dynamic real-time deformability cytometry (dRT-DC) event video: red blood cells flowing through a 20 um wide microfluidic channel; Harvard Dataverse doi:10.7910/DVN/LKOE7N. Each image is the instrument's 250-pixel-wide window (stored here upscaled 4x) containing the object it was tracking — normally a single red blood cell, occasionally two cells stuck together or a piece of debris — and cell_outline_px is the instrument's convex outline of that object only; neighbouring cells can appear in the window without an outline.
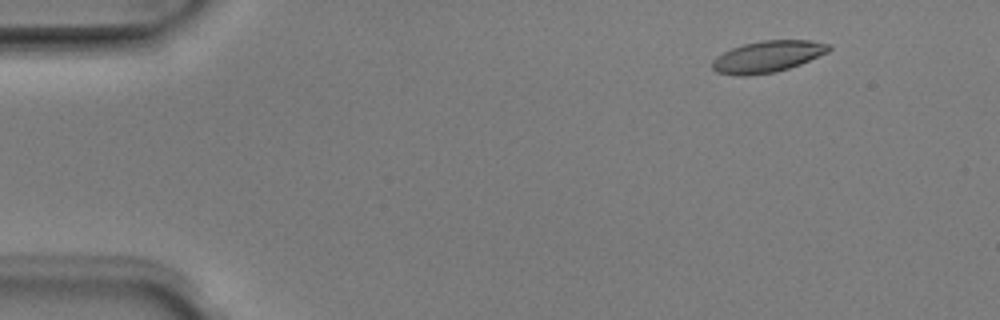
{"species": "Egyptian fruit bat (a non-hibernating species)", "species_latin": "Rousettus aegyptiacus", "temperature_condition": "room temperature", "stored_images_in_passage": 5, "camera_frame_rate_fps": 3000, "um_per_image_px": 0.085, "animal": {"sex": "male"}, "frame": {"image": 1, "passage_image": 2, "time_ms": 0.333, "image_size_px": [1000, 320], "cell_outline_px": [[832, 48], [828, 52], [800, 64], [776, 72], [748, 76], [736, 76], [716, 72], [712, 68], [712, 60], [716, 56], [732, 48], [744, 44], [764, 40], [808, 40], [828, 44]], "centroid_in_image_um": [65.21, 4.82], "position_along_channel_um": 19.8, "area_um2": 21.39}}
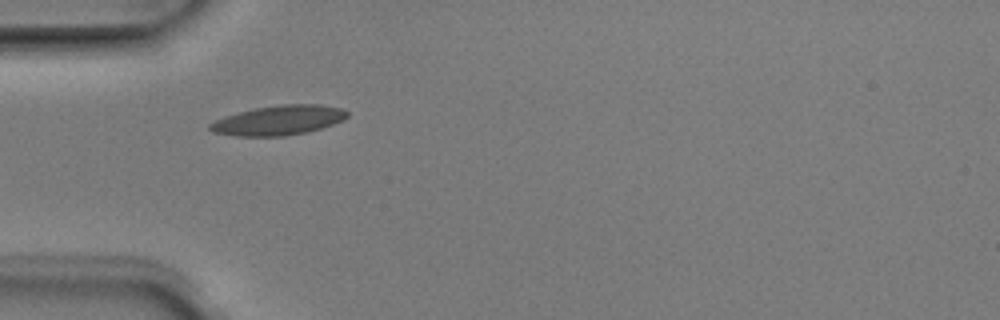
{"frame": {"image": 2, "passage_image": 4, "time_ms": 1.0, "image_size_px": [1000, 320], "cell_outline_px": [[348, 116], [344, 120], [308, 132], [284, 136], [236, 136], [212, 132], [208, 128], [208, 124], [224, 116], [256, 108], [280, 104], [320, 104], [340, 108], [348, 112]], "centroid_in_image_um": [23.67, 10.22], "position_along_channel_um": 61.3, "area_um2": 23.7}}
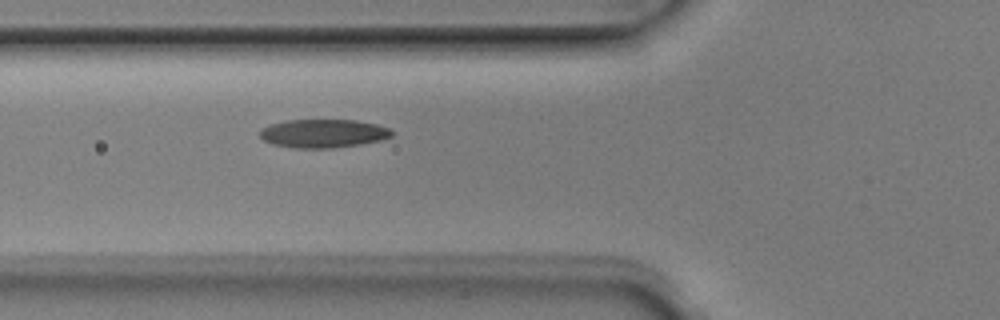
{"frame": {"image": 3, "passage_image": 5, "time_ms": 1.333, "image_size_px": [1000, 320], "cell_outline_px": [[392, 136], [384, 140], [360, 144], [332, 148], [292, 148], [272, 144], [264, 140], [260, 136], [260, 132], [264, 128], [272, 124], [284, 120], [356, 120], [376, 124], [392, 128]], "centroid_in_image_um": [27.52, 11.34], "position_along_channel_um": 98.3, "area_um2": 21.96}}